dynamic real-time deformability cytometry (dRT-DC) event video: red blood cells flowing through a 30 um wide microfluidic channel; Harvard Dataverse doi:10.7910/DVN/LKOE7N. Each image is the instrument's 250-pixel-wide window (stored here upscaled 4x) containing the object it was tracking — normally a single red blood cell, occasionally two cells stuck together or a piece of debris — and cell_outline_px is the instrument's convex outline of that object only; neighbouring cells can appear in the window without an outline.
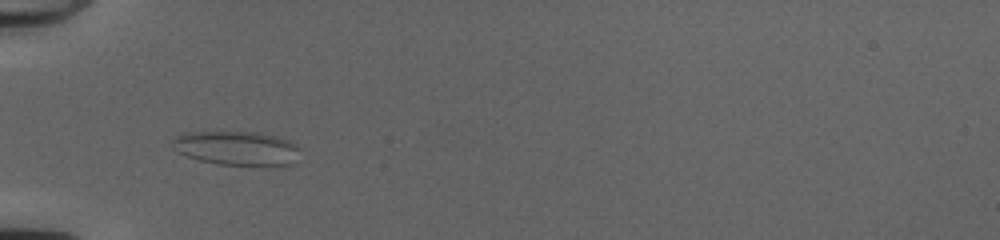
{"species": "common noctule bat (a hibernating species)", "species_latin": "Nyctalus noctula", "temperature_condition": "cold", "stored_images_in_passage": 38, "camera_frame_rate_fps": 3000, "um_per_image_px": 0.085, "animal": {"sex": "female", "body_mass_g": 20.0, "forearm_length_mm": 54.0}, "frame": {"image": 1, "passage_image": 1, "time_ms": 0.0, "image_size_px": [1000, 240], "cell_outline_px": [[300, 148], [292, 164], [216, 164], [200, 160], [176, 152], [172, 148], [172, 140], [176, 136], [184, 132], [260, 132], [276, 136], [288, 140], [296, 144]], "centroid_in_image_um": [20.06, 12.57], "position_along_channel_um": 64.9, "area_um2": 25.09}}
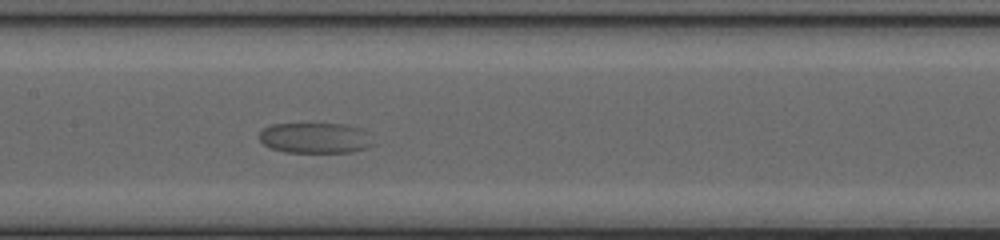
{"frame": {"image": 2, "passage_image": 11, "time_ms": 3.333, "image_size_px": [1000, 240], "cell_outline_px": [[376, 144], [368, 148], [352, 152], [284, 152], [272, 148], [264, 144], [260, 140], [260, 132], [264, 128], [272, 124], [348, 124], [364, 128]], "centroid_in_image_um": [26.88, 11.72], "position_along_channel_um": 180.5, "area_um2": 20.52}}
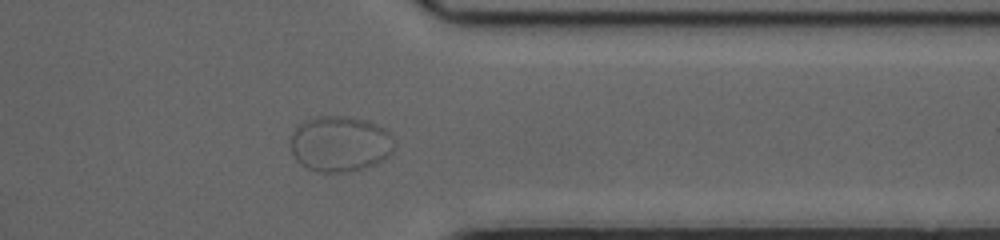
{"frame": {"image": 3, "passage_image": 28, "time_ms": 9.0, "image_size_px": [1000, 240], "cell_outline_px": [[392, 152], [384, 160], [376, 164], [352, 172], [316, 172], [300, 164], [296, 160], [288, 144], [288, 140], [296, 124], [300, 120], [316, 116], [352, 116], [368, 120], [384, 128], [392, 136]], "centroid_in_image_um": [28.83, 12.21], "position_along_channel_um": 382.6, "area_um2": 34.56}}